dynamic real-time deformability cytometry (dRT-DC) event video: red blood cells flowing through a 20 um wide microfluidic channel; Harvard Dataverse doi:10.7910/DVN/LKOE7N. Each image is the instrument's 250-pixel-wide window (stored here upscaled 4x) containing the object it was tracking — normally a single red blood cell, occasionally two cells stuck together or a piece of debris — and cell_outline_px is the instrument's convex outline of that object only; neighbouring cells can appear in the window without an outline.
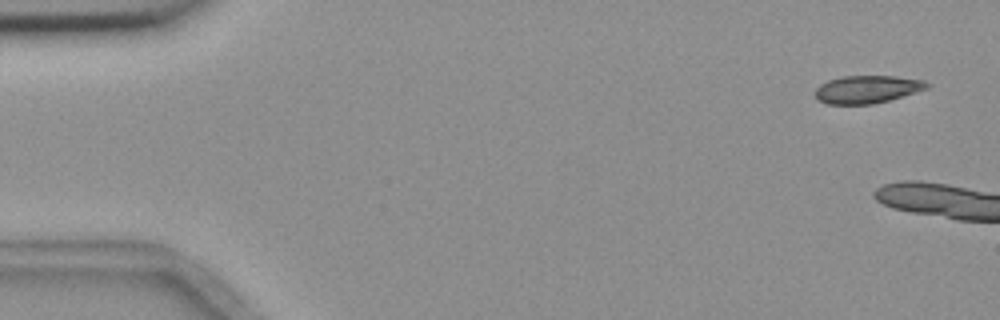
{"species": "common noctule bat (a hibernating species)", "species_latin": "Nyctalus noctula", "temperature_condition": "room temperature", "stored_images_in_passage": 5, "camera_frame_rate_fps": 3000, "um_per_image_px": 0.085, "animal": {"sex": "female", "body_mass_g": 18.4}, "frame": {"image": 1, "passage_image": 1, "time_ms": 0.0, "image_size_px": [1000, 320], "cell_outline_px": [[932, 84], [928, 88], [888, 100], [872, 104], [828, 104], [820, 100], [812, 92], [820, 84], [828, 80], [844, 76], [896, 76], [924, 80]], "centroid_in_image_um": [73.7, 7.58], "position_along_channel_um": 11.3, "area_um2": 18.03}}